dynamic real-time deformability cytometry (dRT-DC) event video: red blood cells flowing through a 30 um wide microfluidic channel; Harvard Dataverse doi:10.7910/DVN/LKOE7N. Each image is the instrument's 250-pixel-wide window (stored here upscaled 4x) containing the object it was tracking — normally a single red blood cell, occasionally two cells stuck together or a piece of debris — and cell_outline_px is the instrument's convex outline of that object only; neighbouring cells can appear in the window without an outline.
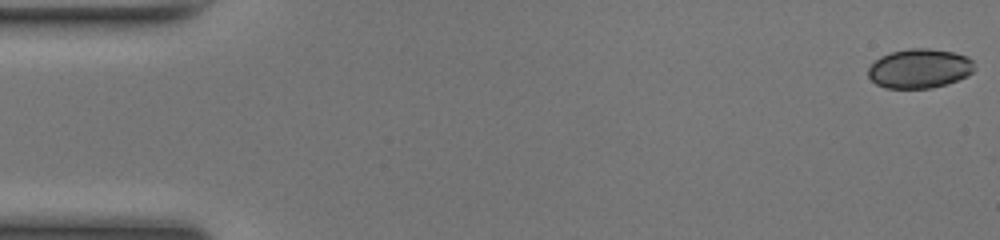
{"species": "common noctule bat (a hibernating species)", "species_latin": "Nyctalus noctula", "temperature_condition": "room temperature", "stored_images_in_passage": 50, "camera_frame_rate_fps": 3000, "um_per_image_px": 0.085, "animal": {"sex": "female", "body_mass_g": 17.0, "forearm_length_mm": 48.0}, "frame": {"image": 1, "passage_image": 1, "time_ms": 0.0, "image_size_px": [1000, 240], "cell_outline_px": [[976, 68], [968, 76], [932, 88], [884, 88], [876, 84], [868, 76], [868, 68], [880, 56], [892, 52], [908, 48], [928, 48], [952, 52], [968, 56], [972, 60]], "centroid_in_image_um": [78.16, 5.82], "position_along_channel_um": 6.8, "area_um2": 24.39}}
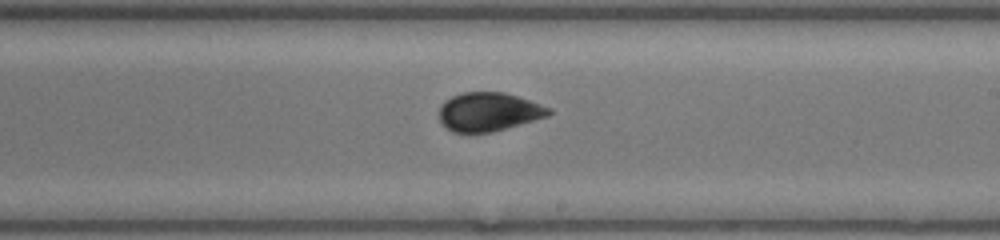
{"frame": {"image": 2, "passage_image": 29, "time_ms": 9.333, "image_size_px": [1000, 240], "cell_outline_px": [[552, 112], [548, 116], [492, 132], [452, 132], [440, 120], [440, 104], [444, 100], [452, 96], [464, 92], [504, 92], [552, 108]], "centroid_in_image_um": [41.53, 9.49], "position_along_channel_um": 247.5, "area_um2": 24.51}}
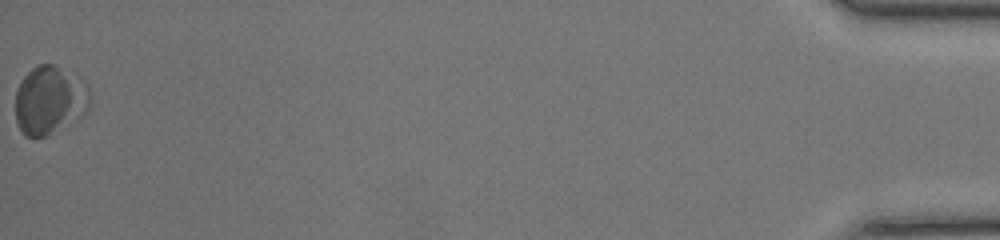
{"frame": {"image": 3, "passage_image": 50, "time_ms": 16.333, "image_size_px": [1000, 240], "cell_outline_px": [[88, 108], [76, 120], [48, 136], [24, 136], [20, 132], [16, 124], [16, 92], [24, 76], [32, 68], [40, 64], [56, 64], [88, 84]], "centroid_in_image_um": [4.19, 8.53], "position_along_channel_um": 431.0, "area_um2": 29.59}, "authors_computed_cell_mechanics": {"area_um2": 24.3916, "velocity_mm_per_s": 4.1954, "shape_relaxation_time_tau1_ms": null, "shape_relaxation_time_tau2_ms": 1.2802, "deformation_change_tau1": null, "deformation_change_tau2": 0.0471}}